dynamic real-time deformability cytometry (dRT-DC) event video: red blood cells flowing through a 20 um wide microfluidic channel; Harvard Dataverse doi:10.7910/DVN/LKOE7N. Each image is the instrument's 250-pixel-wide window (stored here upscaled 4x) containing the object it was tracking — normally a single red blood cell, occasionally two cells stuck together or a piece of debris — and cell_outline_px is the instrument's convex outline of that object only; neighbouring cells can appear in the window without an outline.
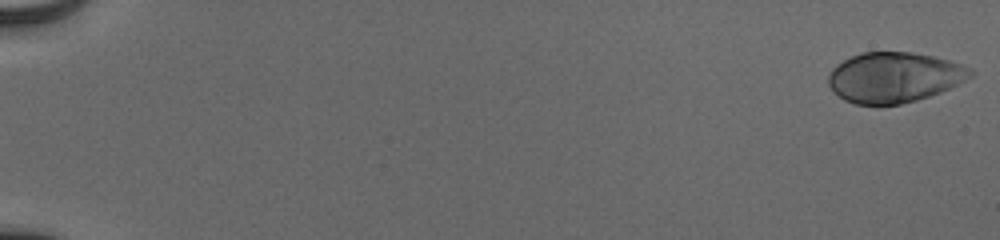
{"species": "human", "species_latin": "Homo sapiens", "temperature_condition": "cold", "stored_images_in_passage": 55, "camera_frame_rate_fps": 3000, "um_per_image_px": 0.085, "donor": {"sex": "male"}, "frame": {"image": 1, "passage_image": 1, "time_ms": 0.0, "image_size_px": [1000, 240], "cell_outline_px": [[976, 72], [972, 76], [940, 92], [916, 100], [900, 104], [856, 104], [844, 100], [828, 84], [828, 76], [832, 68], [836, 64], [852, 56], [864, 52], [912, 52], [932, 56], [948, 60], [972, 68]], "centroid_in_image_um": [76.01, 6.56], "position_along_channel_um": 9.0, "area_um2": 41.27}}
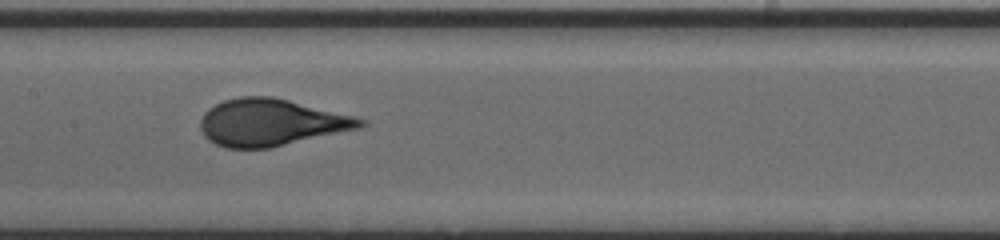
{"frame": {"image": 2, "passage_image": 30, "time_ms": 9.667, "image_size_px": [1000, 240], "cell_outline_px": [[368, 124], [360, 128], [268, 148], [224, 148], [208, 140], [204, 136], [200, 128], [200, 120], [204, 112], [208, 108], [224, 100], [240, 96], [272, 96], [368, 120]], "centroid_in_image_um": [22.99, 10.41], "position_along_channel_um": 184.4, "area_um2": 43.52}}
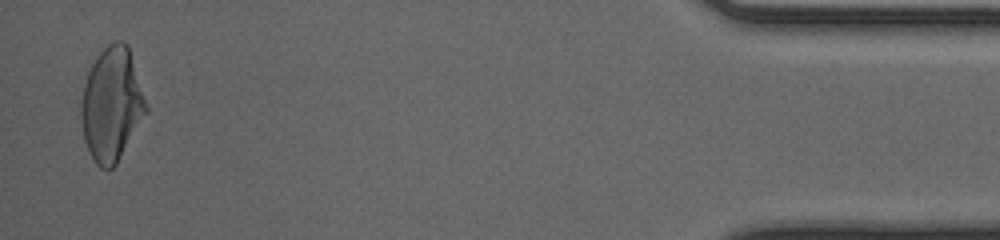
{"frame": {"image": 3, "passage_image": 54, "time_ms": 17.667, "image_size_px": [1000, 240], "cell_outline_px": [[148, 112], [116, 164], [108, 172], [100, 168], [96, 164], [84, 140], [80, 120], [80, 104], [84, 84], [88, 72], [92, 64], [100, 52], [108, 44], [116, 40], [124, 40], [128, 44], [148, 104]], "centroid_in_image_um": [9.5, 8.87], "position_along_channel_um": 425.7, "area_um2": 43.47}, "authors_computed_cell_mechanics": {"area_um2": 42.3096, "velocity_mm_per_s": 3.9095, "shape_relaxation_time_tau1_ms": 3.9256, "shape_relaxation_time_tau2_ms": null, "deformation_change_tau1": 0.2022, "deformation_change_tau2": null}}